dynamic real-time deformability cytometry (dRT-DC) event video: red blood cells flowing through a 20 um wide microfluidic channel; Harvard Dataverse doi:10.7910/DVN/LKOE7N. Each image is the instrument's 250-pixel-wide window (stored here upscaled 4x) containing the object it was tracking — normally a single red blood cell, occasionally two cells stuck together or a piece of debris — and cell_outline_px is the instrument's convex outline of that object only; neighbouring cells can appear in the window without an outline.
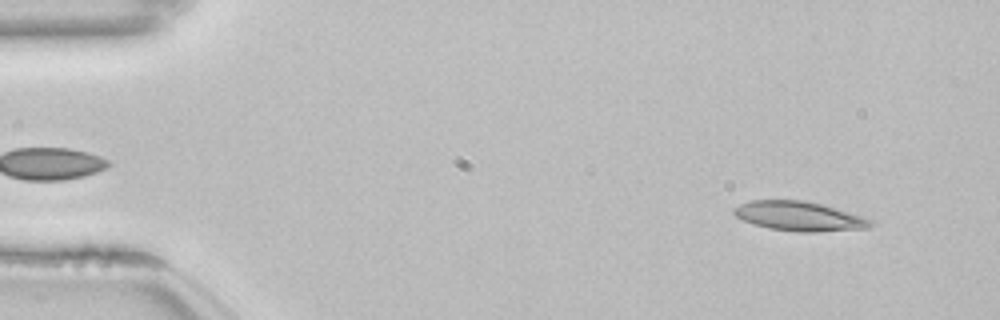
{"species": "common noctule bat (a hibernating species)", "species_latin": "Nyctalus noctula", "temperature_condition": "room temperature", "stored_images_in_passage": 17, "camera_frame_rate_fps": 3000, "um_per_image_px": 0.085, "animal": {"sex": "female", "body_mass_g": 22.7, "forearm_length_mm": 54.2}, "frame": {"image": 1, "passage_image": 4, "time_ms": 1.0, "image_size_px": [1000, 320], "cell_outline_px": [[876, 224], [868, 228], [816, 232], [800, 232], [768, 228], [752, 224], [736, 216], [732, 212], [732, 208], [748, 200], [804, 200], [820, 204], [860, 216], [872, 220]], "centroid_in_image_um": [67.89, 18.38], "position_along_channel_um": 17.1, "area_um2": 23.35}}
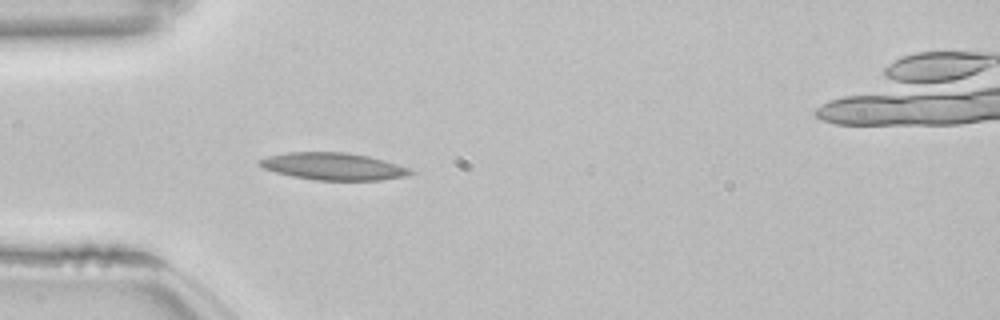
{"frame": {"image": 2, "passage_image": 15, "time_ms": 4.667, "image_size_px": [1000, 320], "cell_outline_px": [[416, 172], [408, 176], [380, 180], [316, 180], [292, 176], [276, 172], [264, 168], [256, 164], [256, 160], [268, 156], [288, 152], [348, 152], [368, 156], [384, 160], [408, 168]], "centroid_in_image_um": [28.31, 14.14], "position_along_channel_um": 56.7, "area_um2": 23.99}}